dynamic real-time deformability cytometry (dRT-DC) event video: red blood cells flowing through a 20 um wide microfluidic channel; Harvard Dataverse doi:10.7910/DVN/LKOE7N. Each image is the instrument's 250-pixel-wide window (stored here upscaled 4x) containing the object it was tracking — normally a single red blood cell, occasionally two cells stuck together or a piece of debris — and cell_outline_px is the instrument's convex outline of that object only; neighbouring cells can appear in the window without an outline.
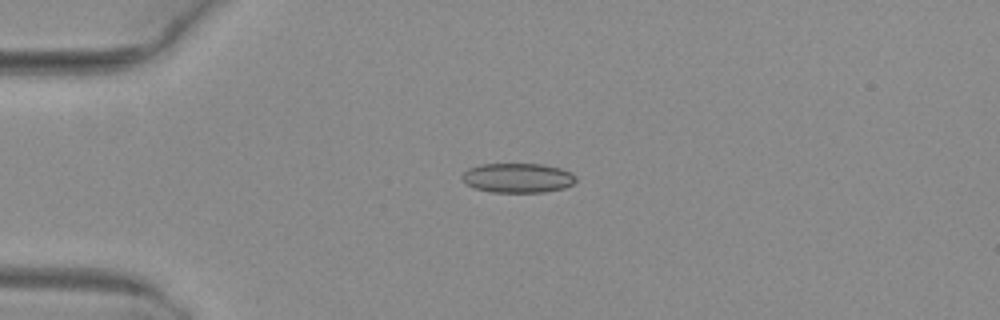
{"species": "common noctule bat (a hibernating species)", "species_latin": "Nyctalus noctula", "temperature_condition": "warm", "stored_images_in_passage": 2, "camera_frame_rate_fps": 3000, "um_per_image_px": 0.085, "animal": {"sex": "female", "body_mass_g": 29.2, "forearm_length_mm": 56.3}, "frame": {"image": 1, "passage_image": 1, "time_ms": 0.0, "image_size_px": [1000, 320], "cell_outline_px": [[576, 180], [572, 184], [564, 188], [544, 192], [492, 192], [476, 188], [464, 184], [460, 176], [468, 168], [480, 164], [544, 164], [560, 168], [576, 176]], "centroid_in_image_um": [43.97, 15.12], "position_along_channel_um": 41.0, "area_um2": 19.65}}